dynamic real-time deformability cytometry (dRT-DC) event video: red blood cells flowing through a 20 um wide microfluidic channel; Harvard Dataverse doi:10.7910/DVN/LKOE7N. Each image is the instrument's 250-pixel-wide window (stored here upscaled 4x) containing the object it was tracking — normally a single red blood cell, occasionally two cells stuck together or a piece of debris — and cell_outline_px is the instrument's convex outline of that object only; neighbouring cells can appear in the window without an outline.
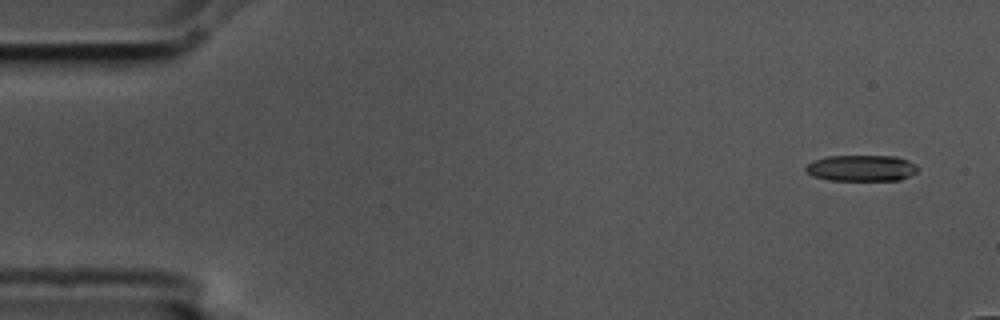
{"species": "common noctule bat (a hibernating species)", "species_latin": "Nyctalus noctula", "temperature_condition": "cold", "stored_images_in_passage": 3, "camera_frame_rate_fps": 3000, "um_per_image_px": 0.085, "animal": {"sex": "male", "body_mass_g": 17.5, "forearm_length_mm": 52.3}, "frame": {"image": 1, "passage_image": 1, "time_ms": 0.0, "image_size_px": [1000, 320], "cell_outline_px": [[920, 168], [916, 172], [900, 180], [828, 180], [812, 176], [804, 168], [812, 160], [828, 156], [896, 156], [908, 160], [916, 164]], "centroid_in_image_um": [73.23, 14.28], "position_along_channel_um": 11.8, "area_um2": 17.17}}